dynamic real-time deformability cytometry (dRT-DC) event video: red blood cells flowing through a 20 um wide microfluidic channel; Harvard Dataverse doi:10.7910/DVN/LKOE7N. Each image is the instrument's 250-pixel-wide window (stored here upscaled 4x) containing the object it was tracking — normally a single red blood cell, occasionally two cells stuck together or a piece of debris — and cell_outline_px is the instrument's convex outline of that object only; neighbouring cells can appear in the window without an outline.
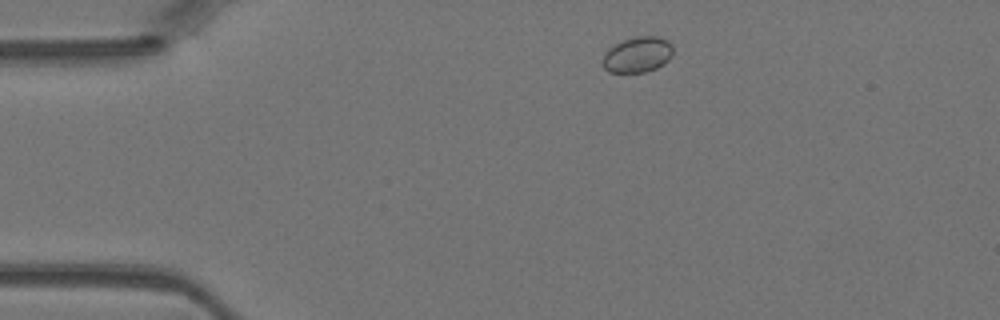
{"species": "Egyptian fruit bat (a non-hibernating species)", "species_latin": "Rousettus aegyptiacus", "temperature_condition": "warm", "stored_images_in_passage": 41, "camera_frame_rate_fps": 3000, "um_per_image_px": 0.085, "animal": {"sex": "female"}, "frame": {"image": 1, "passage_image": 3, "time_ms": 0.667, "image_size_px": [1000, 320], "cell_outline_px": [[672, 56], [664, 64], [656, 68], [644, 72], [608, 72], [600, 64], [604, 52], [608, 48], [624, 40], [636, 36], [660, 36], [668, 40], [672, 44]], "centroid_in_image_um": [54.17, 4.64], "position_along_channel_um": 30.8, "area_um2": 14.85}}
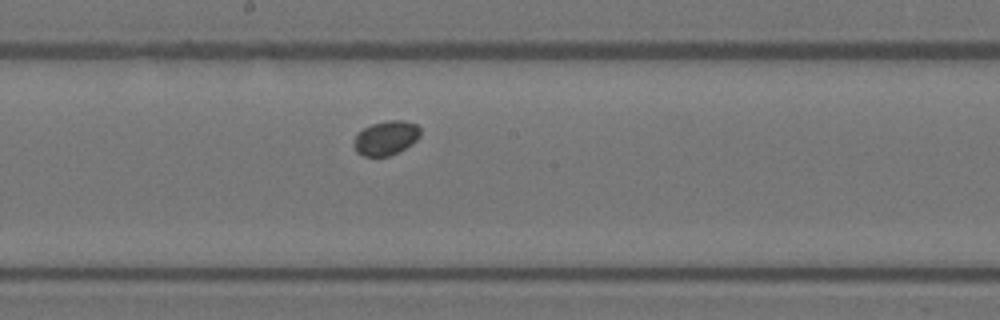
{"frame": {"image": 2, "passage_image": 19, "time_ms": 6.0, "image_size_px": [1000, 320], "cell_outline_px": [[420, 136], [412, 144], [388, 156], [364, 156], [356, 152], [352, 144], [356, 136], [364, 128], [372, 124], [388, 120], [404, 120], [416, 124], [420, 128]], "centroid_in_image_um": [32.8, 11.72], "position_along_channel_um": 215.4, "area_um2": 13.18}}
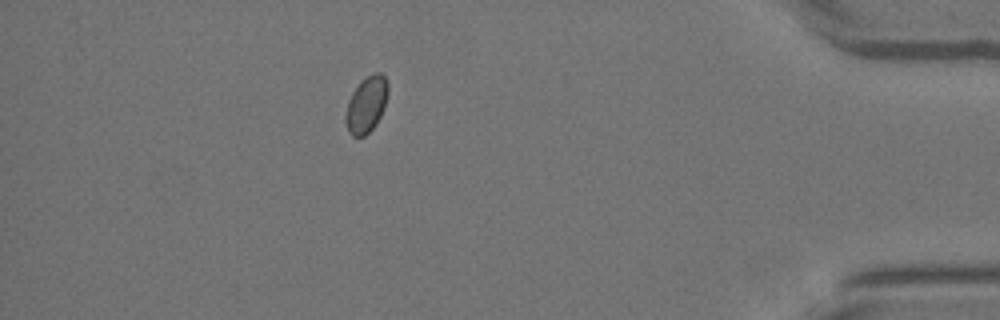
{"frame": {"image": 3, "passage_image": 35, "time_ms": 11.333, "image_size_px": [1000, 320], "cell_outline_px": [[388, 92], [384, 108], [376, 124], [364, 136], [352, 136], [348, 132], [344, 120], [344, 116], [348, 100], [352, 92], [360, 80], [376, 72], [380, 72], [384, 76], [388, 84]], "centroid_in_image_um": [31.12, 8.88], "position_along_channel_um": 404.1, "area_um2": 13.99}}